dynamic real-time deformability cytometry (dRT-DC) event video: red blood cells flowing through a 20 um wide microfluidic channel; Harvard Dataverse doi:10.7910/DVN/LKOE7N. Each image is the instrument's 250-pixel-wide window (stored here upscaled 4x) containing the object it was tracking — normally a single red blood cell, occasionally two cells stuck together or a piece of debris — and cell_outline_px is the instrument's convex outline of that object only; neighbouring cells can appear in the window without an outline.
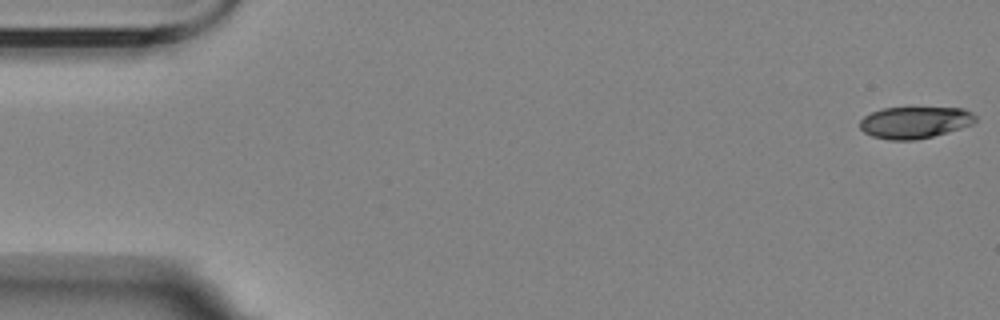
{"species": "Egyptian fruit bat (a non-hibernating species)", "species_latin": "Rousettus aegyptiacus", "temperature_condition": "room temperature", "stored_images_in_passage": 5, "camera_frame_rate_fps": 3000, "um_per_image_px": 0.085, "animal": {"sex": "female"}, "frame": {"image": 1, "passage_image": 1, "time_ms": 0.0, "image_size_px": [1000, 320], "cell_outline_px": [[976, 120], [972, 124], [960, 128], [932, 136], [912, 140], [888, 140], [872, 136], [864, 132], [860, 128], [860, 120], [864, 116], [872, 112], [884, 108], [964, 108], [972, 112], [976, 116]], "centroid_in_image_um": [77.75, 10.4], "position_along_channel_um": 7.3, "area_um2": 21.21}}
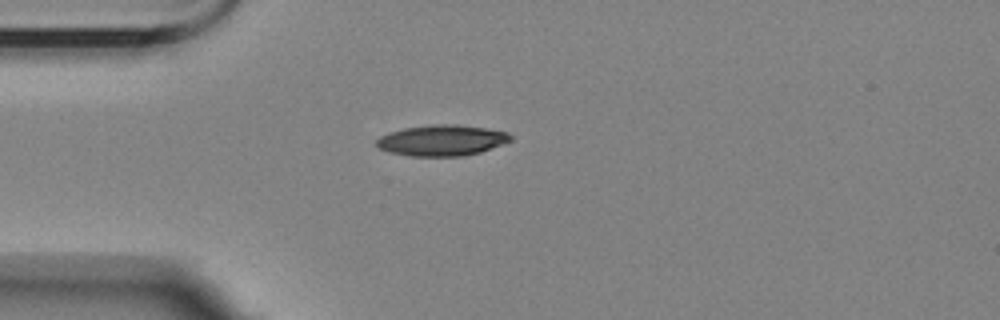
{"frame": {"image": 2, "passage_image": 5, "time_ms": 4.667, "image_size_px": [1000, 320], "cell_outline_px": [[512, 140], [480, 152], [464, 156], [412, 156], [388, 152], [380, 148], [376, 144], [376, 140], [380, 136], [404, 128], [432, 124], [456, 124], [484, 128], [508, 132], [512, 136]], "centroid_in_image_um": [37.56, 11.93], "position_along_channel_um": 47.4, "area_um2": 23.99}}